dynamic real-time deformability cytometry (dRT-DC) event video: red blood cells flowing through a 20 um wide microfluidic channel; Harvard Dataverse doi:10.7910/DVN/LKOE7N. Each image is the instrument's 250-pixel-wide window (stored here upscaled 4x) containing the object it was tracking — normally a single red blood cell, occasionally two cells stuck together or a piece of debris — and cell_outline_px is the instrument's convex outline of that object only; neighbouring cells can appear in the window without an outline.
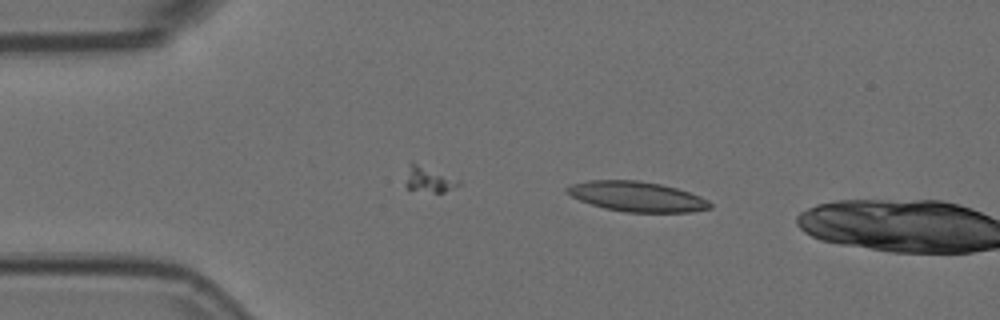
{"species": "Egyptian fruit bat (a non-hibernating species)", "species_latin": "Rousettus aegyptiacus", "temperature_condition": "room temperature", "stored_images_in_passage": 4, "camera_frame_rate_fps": 3000, "um_per_image_px": 0.085, "animal": {"sex": "female"}, "frame": {"image": 1, "passage_image": 3, "time_ms": 0.667, "image_size_px": [1000, 320], "cell_outline_px": [[712, 208], [692, 212], [624, 212], [604, 208], [580, 200], [564, 192], [564, 188], [572, 184], [588, 180], [636, 180], [660, 184], [676, 188], [700, 196], [708, 200], [712, 204]], "centroid_in_image_um": [54.12, 16.71], "position_along_channel_um": 30.9, "area_um2": 25.03}}